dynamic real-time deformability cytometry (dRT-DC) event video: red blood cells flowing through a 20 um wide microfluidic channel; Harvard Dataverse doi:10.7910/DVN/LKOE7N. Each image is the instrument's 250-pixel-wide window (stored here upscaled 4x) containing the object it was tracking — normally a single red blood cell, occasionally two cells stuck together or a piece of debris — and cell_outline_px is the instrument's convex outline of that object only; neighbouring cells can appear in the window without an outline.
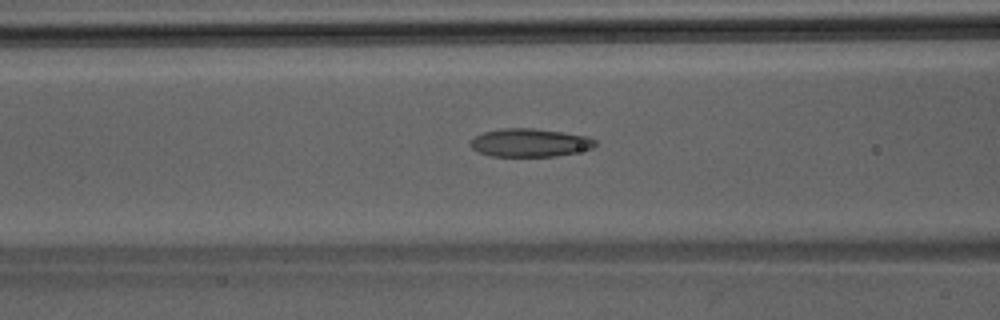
{"species": "Egyptian fruit bat (a non-hibernating species)", "species_latin": "Rousettus aegyptiacus", "temperature_condition": "room temperature", "stored_images_in_passage": 32, "camera_frame_rate_fps": 3000, "um_per_image_px": 0.085, "animal": {"sex": "male"}, "frame": {"image": 1, "passage_image": 13, "time_ms": 4.0, "image_size_px": [1000, 320], "cell_outline_px": [[596, 144], [592, 148], [576, 152], [556, 156], [492, 156], [480, 152], [472, 148], [468, 144], [476, 136], [484, 132], [504, 128], [532, 128], [588, 136], [596, 140]], "centroid_in_image_um": [45.04, 12.13], "position_along_channel_um": 121.6, "area_um2": 20.29}}
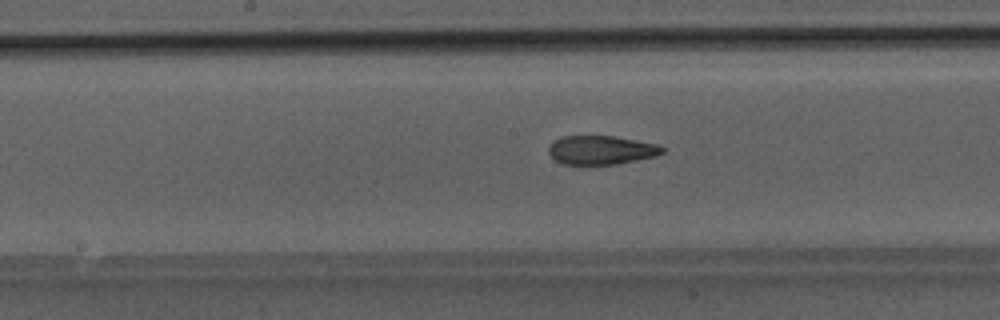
{"frame": {"image": 2, "passage_image": 18, "time_ms": 5.667, "image_size_px": [1000, 320], "cell_outline_px": [[664, 152], [656, 156], [616, 164], [564, 164], [556, 160], [548, 152], [548, 148], [552, 140], [560, 136], [612, 136], [656, 144], [664, 148]], "centroid_in_image_um": [51.06, 12.75], "position_along_channel_um": 197.1, "area_um2": 18.96}}
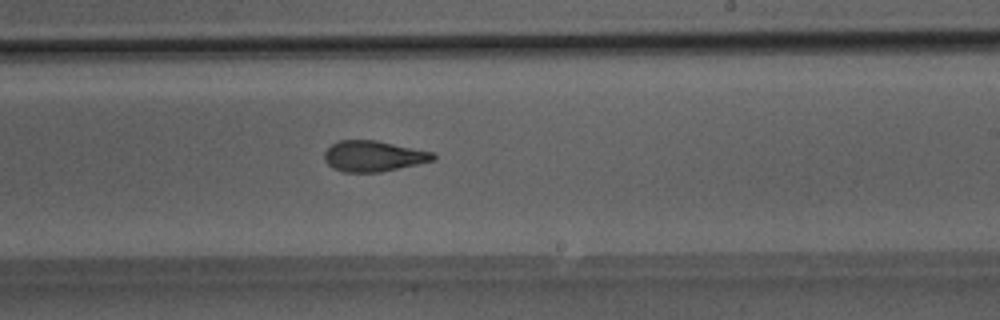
{"frame": {"image": 3, "passage_image": 22, "time_ms": 7.0, "image_size_px": [1000, 320], "cell_outline_px": [[436, 160], [380, 172], [344, 172], [332, 168], [324, 160], [324, 152], [332, 144], [340, 140], [376, 140], [432, 152], [436, 156]], "centroid_in_image_um": [31.72, 13.27], "position_along_channel_um": 257.3, "area_um2": 19.42}}